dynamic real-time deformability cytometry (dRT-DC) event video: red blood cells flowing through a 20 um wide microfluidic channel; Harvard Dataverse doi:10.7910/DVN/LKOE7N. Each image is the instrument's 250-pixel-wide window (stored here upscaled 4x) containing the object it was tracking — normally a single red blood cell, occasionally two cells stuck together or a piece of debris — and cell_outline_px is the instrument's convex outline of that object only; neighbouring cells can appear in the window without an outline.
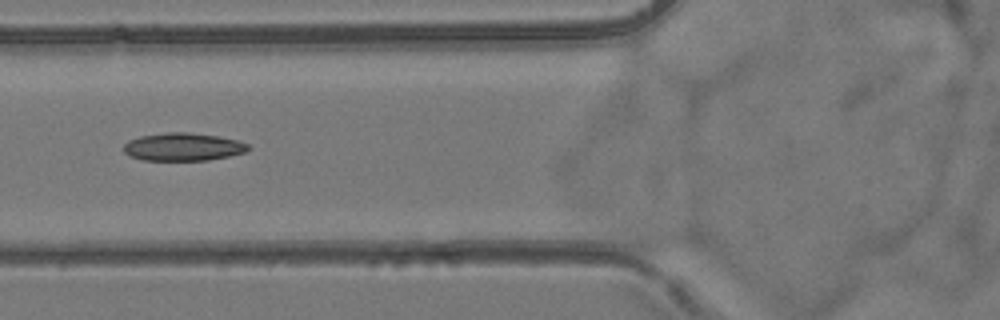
{"species": "common noctule bat (a hibernating species)", "species_latin": "Nyctalus noctula", "temperature_condition": "room temperature", "stored_images_in_passage": 7, "camera_frame_rate_fps": 3000, "um_per_image_px": 0.085, "animal": {"sex": "female", "body_mass_g": 24.6, "forearm_length_mm": 56.2}, "frame": {"image": 1, "passage_image": 6, "time_ms": 6.0, "image_size_px": [1000, 320], "cell_outline_px": [[252, 148], [244, 152], [228, 156], [208, 160], [140, 160], [128, 156], [124, 152], [124, 144], [128, 140], [140, 136], [168, 132], [188, 132], [216, 136], [236, 140], [248, 144]], "centroid_in_image_um": [15.52, 12.49], "position_along_channel_um": 110.3, "area_um2": 20.23}}
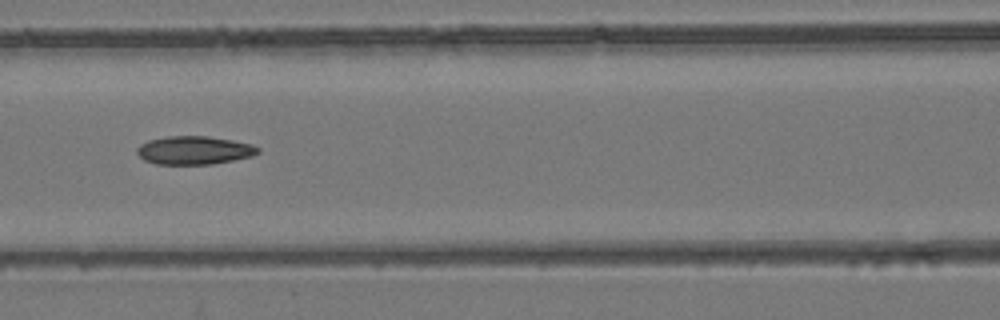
{"frame": {"image": 2, "passage_image": 7, "time_ms": 7.0, "image_size_px": [1000, 320], "cell_outline_px": [[260, 152], [252, 156], [212, 164], [156, 164], [144, 160], [136, 152], [136, 148], [140, 144], [148, 140], [168, 136], [208, 136], [232, 140], [252, 144], [260, 148]], "centroid_in_image_um": [16.5, 12.77], "position_along_channel_um": 150.1, "area_um2": 20.0}}